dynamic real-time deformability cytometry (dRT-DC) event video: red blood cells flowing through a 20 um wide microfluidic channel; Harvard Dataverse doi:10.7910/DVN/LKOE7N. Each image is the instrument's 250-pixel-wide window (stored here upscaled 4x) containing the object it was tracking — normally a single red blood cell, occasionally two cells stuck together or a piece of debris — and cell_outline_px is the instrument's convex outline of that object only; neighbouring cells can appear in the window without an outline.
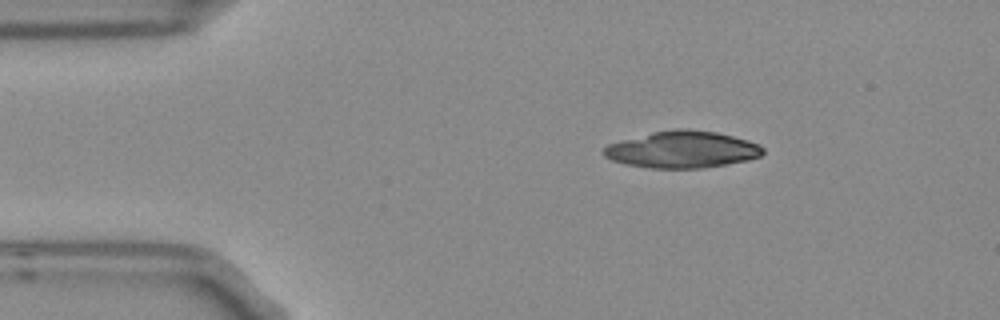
{"species": "Egyptian fruit bat (a non-hibernating species)", "species_latin": "Rousettus aegyptiacus", "temperature_condition": "room temperature", "stored_images_in_passage": 4, "camera_frame_rate_fps": 3000, "um_per_image_px": 0.085, "frame": {"image": 1, "passage_image": 1, "time_ms": 0.0, "image_size_px": [1000, 320], "cell_outline_px": [[764, 152], [760, 156], [748, 160], [728, 164], [704, 168], [648, 168], [624, 164], [612, 160], [604, 156], [604, 148], [608, 144], [652, 132], [676, 128], [688, 128], [716, 132], [748, 140], [760, 144], [764, 148]], "centroid_in_image_um": [58.02, 12.71], "position_along_channel_um": 27.0, "area_um2": 34.28}}